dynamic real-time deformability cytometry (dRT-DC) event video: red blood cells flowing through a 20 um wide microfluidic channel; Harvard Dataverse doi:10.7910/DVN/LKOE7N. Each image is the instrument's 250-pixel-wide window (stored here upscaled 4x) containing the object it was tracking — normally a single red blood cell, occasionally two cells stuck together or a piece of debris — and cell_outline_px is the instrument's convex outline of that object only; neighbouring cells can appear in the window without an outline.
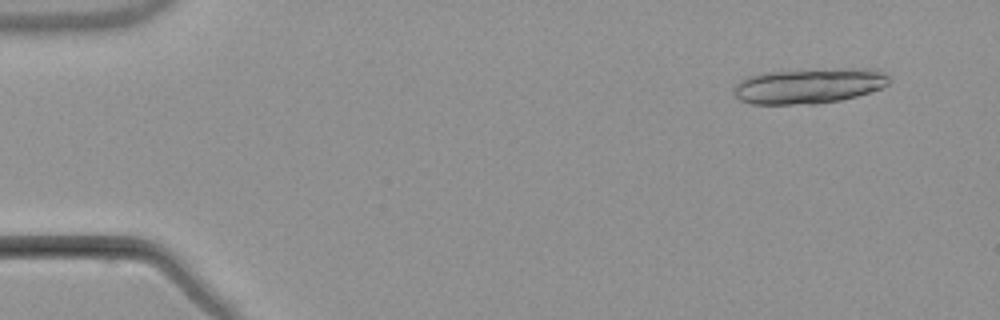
{"species": "common noctule bat (a hibernating species)", "species_latin": "Nyctalus noctula", "temperature_condition": "warm", "stored_images_in_passage": 7, "segment_of_instrument_passage": [1, 2], "camera_frame_rate_fps": 3000, "um_per_image_px": 0.085, "animal": {"sex": "male", "body_mass_g": 21.5, "forearm_length_mm": 52.0}, "frame": {"image": 1, "passage_image": 1, "time_ms": 0.0, "image_size_px": [1000, 320], "cell_outline_px": [[888, 84], [880, 88], [856, 96], [840, 100], [816, 104], [752, 104], [740, 100], [736, 96], [732, 88], [740, 80], [748, 76], [764, 72], [840, 68], [876, 68], [884, 72], [888, 76]], "centroid_in_image_um": [68.75, 7.28], "position_along_channel_um": 16.3, "area_um2": 32.14}}